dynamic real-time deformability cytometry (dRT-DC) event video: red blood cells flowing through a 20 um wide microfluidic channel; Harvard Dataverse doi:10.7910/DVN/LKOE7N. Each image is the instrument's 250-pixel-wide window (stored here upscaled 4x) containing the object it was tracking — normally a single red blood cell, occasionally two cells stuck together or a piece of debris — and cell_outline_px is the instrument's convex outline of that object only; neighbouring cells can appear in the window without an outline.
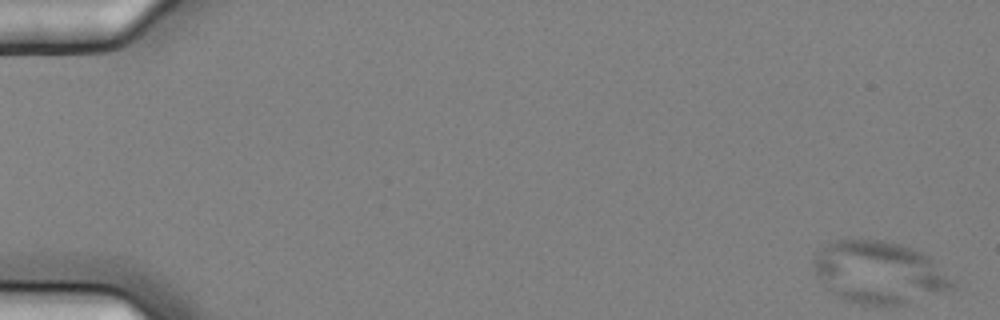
{"species": "common noctule bat (a hibernating species)", "species_latin": "Nyctalus noctula", "temperature_condition": "cold", "stored_images_in_passage": 5, "camera_frame_rate_fps": 3000, "um_per_image_px": 0.085, "animal": {"sex": "female", "body_mass_g": 25.1}, "frame": {"image": 1, "passage_image": 1, "time_ms": 0.0, "image_size_px": [1000, 320], "cell_outline_px": [[956, 288], [908, 304], [860, 304], [840, 300], [824, 288], [816, 276], [812, 268], [812, 260], [828, 240], [852, 236], [884, 240], [900, 244], [924, 252], [956, 280]], "centroid_in_image_um": [74.68, 23.12], "position_along_channel_um": 10.3, "area_um2": 52.19}}
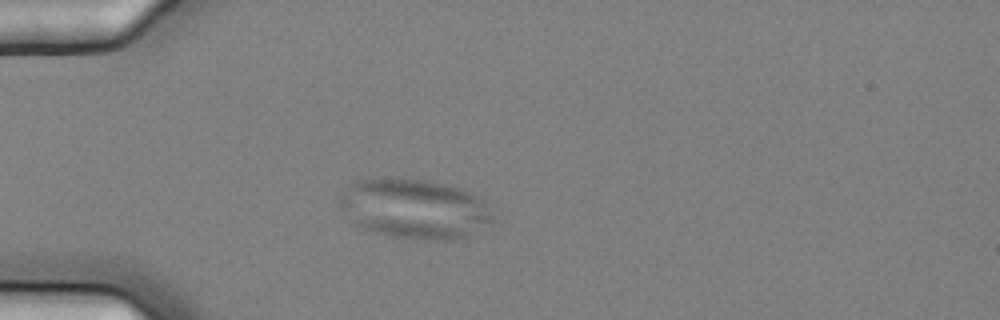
{"frame": {"image": 2, "passage_image": 5, "time_ms": 1.333, "image_size_px": [1000, 320], "cell_outline_px": [[496, 220], [464, 236], [452, 240], [428, 240], [392, 236], [376, 232], [352, 224], [340, 208], [336, 200], [336, 196], [352, 180], [368, 176], [392, 176], [424, 180], [444, 184], [472, 192], [484, 200]], "centroid_in_image_um": [35.11, 17.69], "position_along_channel_um": 49.9, "area_um2": 54.56}}